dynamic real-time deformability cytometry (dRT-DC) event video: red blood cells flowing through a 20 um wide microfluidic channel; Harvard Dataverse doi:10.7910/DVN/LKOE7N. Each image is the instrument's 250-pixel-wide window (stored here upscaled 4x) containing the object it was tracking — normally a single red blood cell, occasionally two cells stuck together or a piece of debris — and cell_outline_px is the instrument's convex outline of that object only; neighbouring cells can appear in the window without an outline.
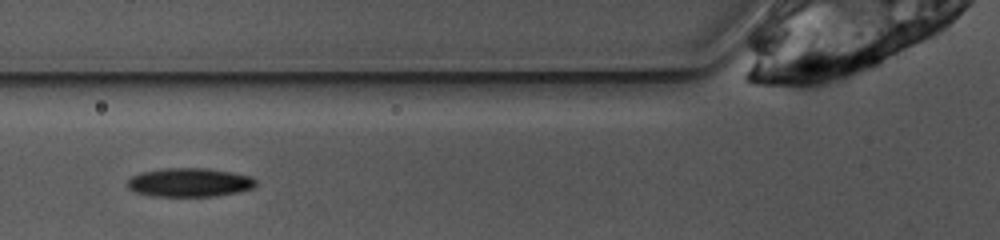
{"species": "common noctule bat (a hibernating species)", "species_latin": "Nyctalus noctula", "temperature_condition": "warm", "stored_images_in_passage": 26, "camera_frame_rate_fps": 3000, "um_per_image_px": 0.085, "animal": {"sex": "female", "body_mass_g": 10.0, "forearm_length_mm": 53.1}, "frame": {"image": 1, "passage_image": 4, "time_ms": 1.0, "image_size_px": [1000, 240], "cell_outline_px": [[256, 184], [252, 188], [236, 192], [212, 196], [152, 196], [136, 192], [128, 188], [128, 180], [132, 176], [140, 172], [164, 168], [208, 168], [232, 172], [252, 176], [256, 180]], "centroid_in_image_um": [16.1, 15.49], "position_along_channel_um": 109.7, "area_um2": 21.5}}
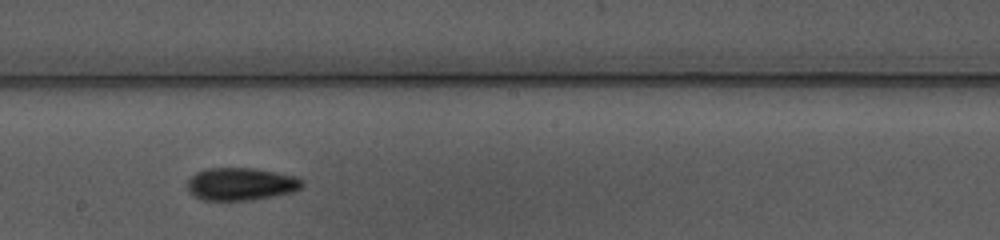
{"frame": {"image": 2, "passage_image": 13, "time_ms": 4.0, "image_size_px": [1000, 240], "cell_outline_px": [[304, 184], [300, 188], [292, 192], [252, 200], [204, 200], [188, 192], [188, 180], [196, 172], [204, 168], [256, 168], [296, 176], [304, 180]], "centroid_in_image_um": [20.49, 15.63], "position_along_channel_um": 227.7, "area_um2": 21.91}}
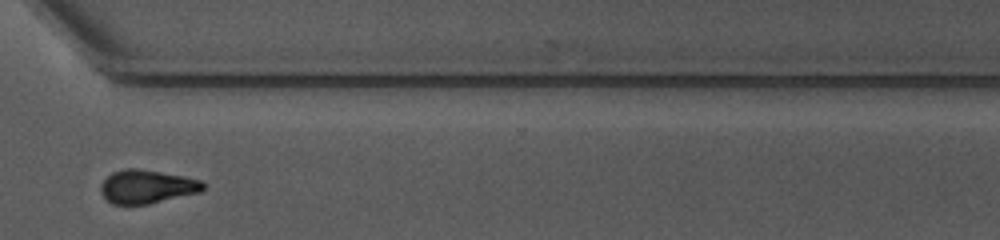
{"frame": {"image": 3, "passage_image": 23, "time_ms": 7.333, "image_size_px": [1000, 240], "cell_outline_px": [[204, 188], [200, 192], [148, 204], [112, 204], [100, 192], [100, 184], [112, 172], [124, 168], [136, 168], [184, 176], [200, 180], [204, 184]], "centroid_in_image_um": [12.46, 15.86], "position_along_channel_um": 358.1, "area_um2": 19.88}}